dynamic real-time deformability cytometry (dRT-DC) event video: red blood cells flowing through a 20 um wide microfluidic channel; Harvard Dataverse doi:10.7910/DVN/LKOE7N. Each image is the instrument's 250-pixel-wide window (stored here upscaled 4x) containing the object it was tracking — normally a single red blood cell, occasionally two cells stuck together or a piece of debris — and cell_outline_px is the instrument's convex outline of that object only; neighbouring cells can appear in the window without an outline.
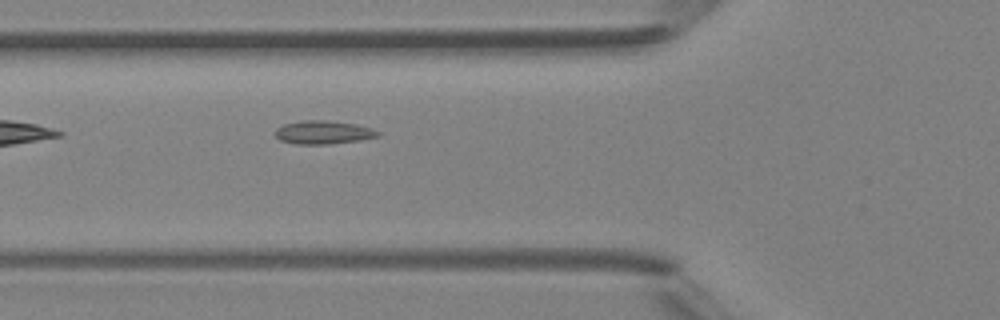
{"species": "Egyptian fruit bat (a non-hibernating species)", "species_latin": "Rousettus aegyptiacus", "temperature_condition": "room temperature", "stored_images_in_passage": 4, "camera_frame_rate_fps": 3000, "um_per_image_px": 0.085, "animal": {"sex": "female"}, "frame": {"image": 1, "passage_image": 4, "time_ms": 3.667, "image_size_px": [1000, 320], "cell_outline_px": [[380, 136], [360, 140], [328, 144], [296, 144], [280, 140], [272, 132], [276, 128], [284, 124], [304, 120], [328, 120], [356, 124], [372, 128], [380, 132]], "centroid_in_image_um": [27.47, 11.24], "position_along_channel_um": 98.3, "area_um2": 14.1}}